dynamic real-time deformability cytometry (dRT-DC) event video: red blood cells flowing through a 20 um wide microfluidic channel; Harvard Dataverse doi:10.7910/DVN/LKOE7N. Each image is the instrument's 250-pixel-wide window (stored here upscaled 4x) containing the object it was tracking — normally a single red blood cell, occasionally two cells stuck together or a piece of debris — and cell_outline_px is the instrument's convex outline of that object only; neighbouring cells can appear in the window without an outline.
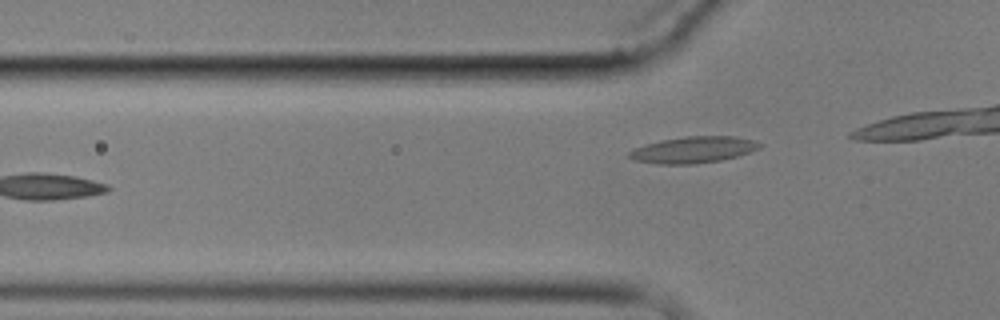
{"species": "common noctule bat (a hibernating species)", "species_latin": "Nyctalus noctula", "temperature_condition": "cold", "stored_images_in_passage": 6, "camera_frame_rate_fps": 3000, "um_per_image_px": 0.085, "animal": {"sex": "male", "body_mass_g": 17.9}, "frame": {"image": 1, "passage_image": 6, "time_ms": 7.333, "image_size_px": [1000, 320], "cell_outline_px": [[764, 144], [760, 148], [736, 156], [720, 160], [696, 164], [656, 164], [636, 160], [628, 156], [628, 152], [636, 148], [660, 140], [684, 136], [736, 136], [756, 140]], "centroid_in_image_um": [58.98, 12.72], "position_along_channel_um": 66.8, "area_um2": 20.06}}